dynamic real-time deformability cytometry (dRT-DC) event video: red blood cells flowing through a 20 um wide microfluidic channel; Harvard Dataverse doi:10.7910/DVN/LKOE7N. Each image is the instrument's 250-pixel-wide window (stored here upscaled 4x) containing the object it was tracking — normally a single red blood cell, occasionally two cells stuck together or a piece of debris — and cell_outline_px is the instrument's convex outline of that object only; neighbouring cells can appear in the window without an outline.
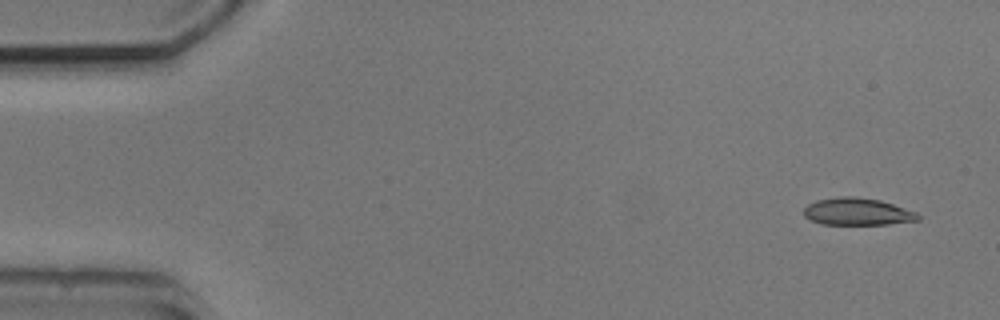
{"species": "common noctule bat (a hibernating species)", "species_latin": "Nyctalus noctula", "temperature_condition": "cold", "stored_images_in_passage": 5, "camera_frame_rate_fps": 3000, "um_per_image_px": 0.085, "animal": {"sex": "male", "body_mass_g": 20.5, "forearm_length_mm": 52.5}, "frame": {"image": 1, "passage_image": 1, "time_ms": 0.0, "image_size_px": [1000, 320], "cell_outline_px": [[920, 220], [888, 224], [820, 224], [804, 216], [804, 208], [808, 204], [816, 200], [840, 196], [852, 196], [880, 200], [916, 212], [920, 216]], "centroid_in_image_um": [72.86, 17.99], "position_along_channel_um": 12.1, "area_um2": 18.03}}